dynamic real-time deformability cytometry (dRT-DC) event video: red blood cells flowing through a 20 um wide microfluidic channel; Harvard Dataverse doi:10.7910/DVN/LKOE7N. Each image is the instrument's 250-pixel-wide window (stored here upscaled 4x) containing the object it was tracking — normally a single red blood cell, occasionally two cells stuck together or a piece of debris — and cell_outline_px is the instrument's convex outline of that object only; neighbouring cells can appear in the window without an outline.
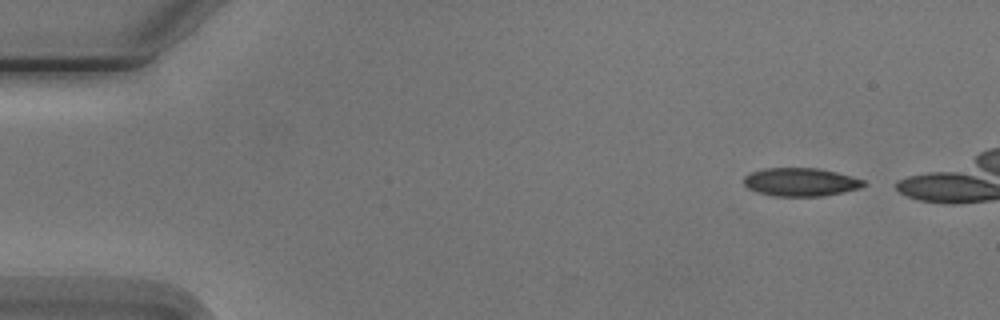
{"species": "Egyptian fruit bat (a non-hibernating species)", "species_latin": "Rousettus aegyptiacus", "temperature_condition": "cold", "stored_images_in_passage": 8, "camera_frame_rate_fps": 3000, "um_per_image_px": 0.085, "animal": {"sex": "male"}, "frame": {"image": 1, "passage_image": 1, "time_ms": 0.0, "image_size_px": [1000, 320], "cell_outline_px": [[868, 184], [860, 188], [844, 192], [824, 196], [772, 196], [756, 192], [748, 188], [744, 184], [744, 176], [752, 172], [764, 168], [820, 168], [852, 176], [864, 180]], "centroid_in_image_um": [68.07, 15.48], "position_along_channel_um": 16.9, "area_um2": 19.94}}